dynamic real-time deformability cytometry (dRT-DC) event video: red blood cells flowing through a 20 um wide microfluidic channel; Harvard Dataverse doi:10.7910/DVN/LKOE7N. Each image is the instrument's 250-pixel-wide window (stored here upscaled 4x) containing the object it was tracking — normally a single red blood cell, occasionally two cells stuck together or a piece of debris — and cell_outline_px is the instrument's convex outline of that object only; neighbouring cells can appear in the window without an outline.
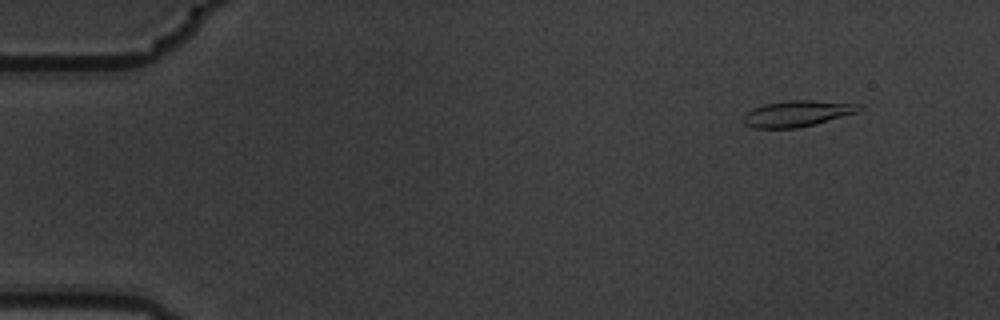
{"species": "common noctule bat (a hibernating species)", "species_latin": "Nyctalus noctula", "temperature_condition": "warm", "stored_images_in_passage": 7, "segment_of_instrument_passage": [2, 2], "camera_frame_rate_fps": 3000, "um_per_image_px": 0.085, "animal": {"sex": "male", "body_mass_g": 19.5, "forearm_length_mm": 54.6}, "frame": {"image": 1, "passage_image": 7, "time_ms": 2.0, "image_size_px": [1000, 320], "cell_outline_px": [[864, 108], [856, 112], [816, 124], [796, 128], [752, 128], [744, 124], [744, 116], [752, 108], [764, 104], [788, 100], [812, 100], [860, 104]], "centroid_in_image_um": [67.75, 9.65], "position_along_channel_um": 17.2, "area_um2": 17.51}}